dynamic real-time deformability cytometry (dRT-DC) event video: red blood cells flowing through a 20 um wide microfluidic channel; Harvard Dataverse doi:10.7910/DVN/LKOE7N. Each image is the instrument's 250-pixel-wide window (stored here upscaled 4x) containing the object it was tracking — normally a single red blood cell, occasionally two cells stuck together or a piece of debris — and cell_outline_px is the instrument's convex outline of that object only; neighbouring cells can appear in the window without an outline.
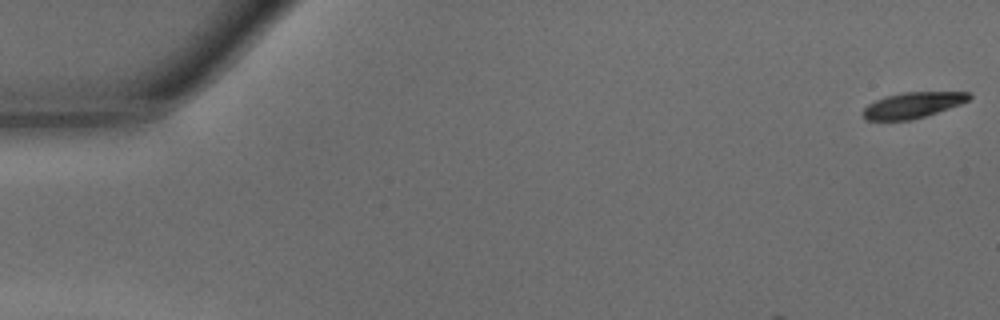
{"species": "common noctule bat (a hibernating species)", "species_latin": "Nyctalus noctula", "temperature_condition": "warm", "stored_images_in_passage": 8, "camera_frame_rate_fps": 3000, "um_per_image_px": 0.085, "animal": {"sex": "male", "body_mass_g": 15.6}, "frame": {"image": 1, "passage_image": 1, "time_ms": 0.0, "image_size_px": [1000, 320], "cell_outline_px": [[972, 96], [968, 100], [960, 104], [912, 120], [864, 120], [860, 112], [868, 104], [884, 96], [904, 92], [968, 92]], "centroid_in_image_um": [77.51, 8.94], "position_along_channel_um": 7.5, "area_um2": 15.9}}